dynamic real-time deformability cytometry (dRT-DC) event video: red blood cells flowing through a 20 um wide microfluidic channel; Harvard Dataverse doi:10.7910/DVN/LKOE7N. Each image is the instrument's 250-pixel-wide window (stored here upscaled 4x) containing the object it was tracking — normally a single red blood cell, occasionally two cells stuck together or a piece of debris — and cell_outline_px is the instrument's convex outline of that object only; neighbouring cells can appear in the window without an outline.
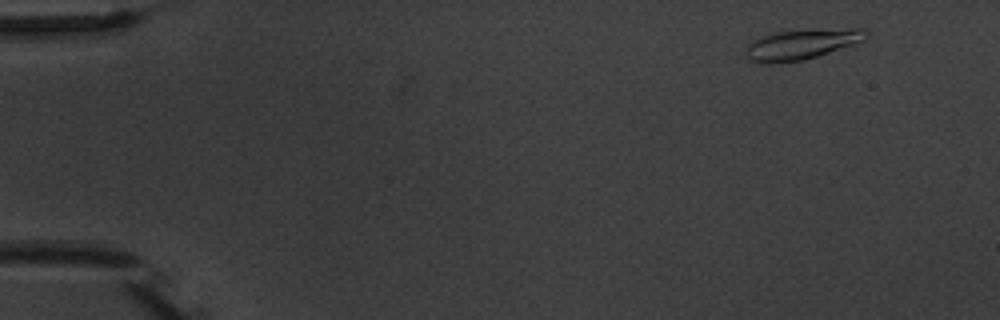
{"species": "common noctule bat (a hibernating species)", "species_latin": "Nyctalus noctula", "temperature_condition": "warm", "stored_images_in_passage": 6, "camera_frame_rate_fps": 3000, "um_per_image_px": 0.085, "animal": {"sex": "male", "body_mass_g": 20.1, "forearm_length_mm": 53.5}, "frame": {"image": 1, "passage_image": 2, "time_ms": 1.0, "image_size_px": [1000, 320], "cell_outline_px": [[868, 36], [864, 40], [804, 60], [772, 64], [764, 64], [748, 60], [748, 44], [764, 36], [776, 32], [852, 28], [864, 28], [868, 32]], "centroid_in_image_um": [68.15, 3.78], "position_along_channel_um": 16.8, "area_um2": 20.63}}